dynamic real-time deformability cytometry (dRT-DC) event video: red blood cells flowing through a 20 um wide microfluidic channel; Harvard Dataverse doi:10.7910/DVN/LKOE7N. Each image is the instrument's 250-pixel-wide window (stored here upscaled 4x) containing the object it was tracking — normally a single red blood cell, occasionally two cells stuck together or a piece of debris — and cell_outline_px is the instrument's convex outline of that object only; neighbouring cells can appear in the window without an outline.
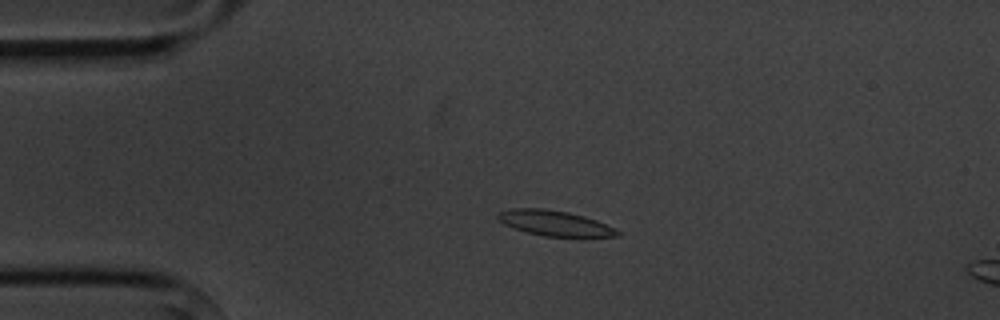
{"species": "common noctule bat (a hibernating species)", "species_latin": "Nyctalus noctula", "temperature_condition": "cold", "stored_images_in_passage": 5, "camera_frame_rate_fps": 3000, "um_per_image_px": 0.085, "animal": {"sex": "male", "body_mass_g": 20.1, "forearm_length_mm": 53.5}, "frame": {"image": 1, "passage_image": 1, "time_ms": 0.0, "image_size_px": [1000, 320], "cell_outline_px": [[620, 236], [584, 240], [580, 240], [544, 236], [528, 232], [504, 224], [496, 216], [496, 212], [512, 208], [544, 208], [568, 212], [584, 216], [596, 220], [620, 232]], "centroid_in_image_um": [47.24, 19.02], "position_along_channel_um": 37.8, "area_um2": 18.44}}
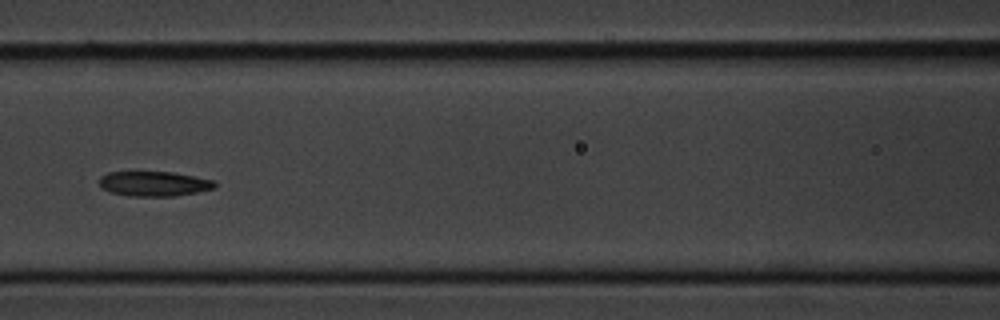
{"frame": {"image": 2, "passage_image": 4, "time_ms": 4.0, "image_size_px": [1000, 320], "cell_outline_px": [[216, 188], [176, 196], [128, 196], [108, 192], [100, 188], [100, 176], [108, 172], [172, 172], [216, 180]], "centroid_in_image_um": [13.08, 15.62], "position_along_channel_um": 153.5, "area_um2": 16.94}}
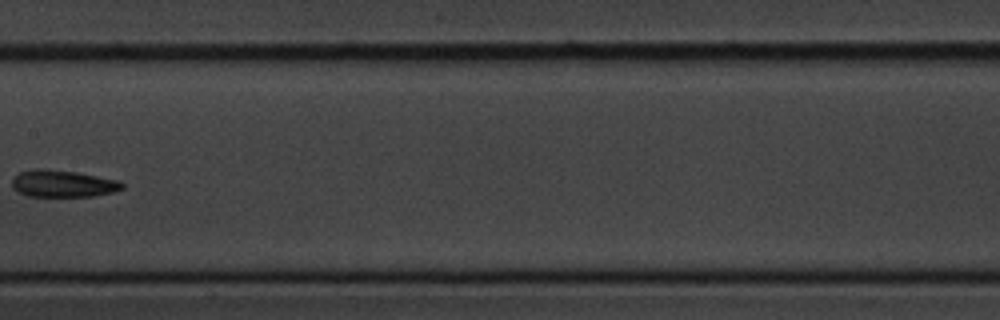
{"frame": {"image": 3, "passage_image": 5, "time_ms": 5.333, "image_size_px": [1000, 320], "cell_outline_px": [[124, 188], [112, 192], [92, 196], [28, 196], [12, 188], [12, 180], [20, 172], [40, 168], [44, 168], [76, 172], [120, 180], [124, 184]], "centroid_in_image_um": [5.37, 15.6], "position_along_channel_um": 202.0, "area_um2": 17.22}}